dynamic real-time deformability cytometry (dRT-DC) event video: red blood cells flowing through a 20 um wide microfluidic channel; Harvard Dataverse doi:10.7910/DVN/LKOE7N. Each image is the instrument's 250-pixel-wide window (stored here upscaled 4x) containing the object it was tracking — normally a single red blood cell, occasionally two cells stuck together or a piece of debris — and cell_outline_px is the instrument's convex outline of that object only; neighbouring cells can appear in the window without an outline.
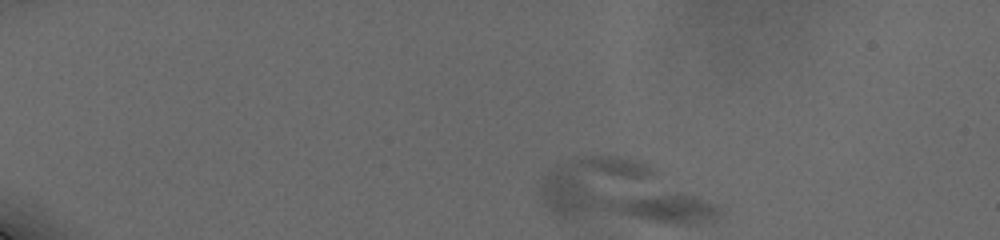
{"species": "human", "species_latin": "Homo sapiens", "temperature_condition": "cold", "stored_images_in_passage": 75, "camera_frame_rate_fps": 3000, "um_per_image_px": 0.085, "donor": {"sex": "male"}, "frame": {"image": 1, "passage_image": 1, "time_ms": 0.0, "image_size_px": [1000, 240], "cell_outline_px": [[724, 212], [716, 220], [696, 224], [576, 224], [552, 216], [544, 208], [544, 176], [556, 168], [572, 160], [588, 156], [608, 156], [632, 160], [644, 164], [716, 204]], "centroid_in_image_um": [52.84, 16.56], "position_along_channel_um": 32.2, "area_um2": 65.31}}